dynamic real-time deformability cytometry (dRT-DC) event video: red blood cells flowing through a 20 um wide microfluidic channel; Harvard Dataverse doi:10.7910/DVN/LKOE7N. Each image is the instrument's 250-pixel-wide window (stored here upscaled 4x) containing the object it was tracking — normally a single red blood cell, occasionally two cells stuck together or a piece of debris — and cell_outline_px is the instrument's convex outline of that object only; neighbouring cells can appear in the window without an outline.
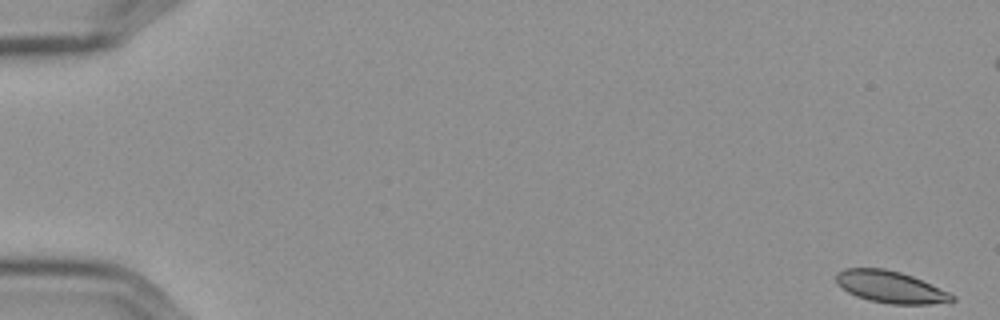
{"species": "Egyptian fruit bat (a non-hibernating species)", "species_latin": "Rousettus aegyptiacus", "temperature_condition": "cold", "stored_images_in_passage": 17, "camera_frame_rate_fps": 3000, "um_per_image_px": 0.085, "frame": {"image": 1, "passage_image": 1, "time_ms": 0.0, "image_size_px": [1000, 320], "cell_outline_px": [[956, 300], [928, 304], [892, 304], [868, 300], [856, 296], [848, 292], [836, 284], [836, 272], [844, 268], [884, 268], [900, 272], [912, 276], [948, 292], [956, 296]], "centroid_in_image_um": [75.64, 24.38], "position_along_channel_um": 9.4, "area_um2": 21.44}}